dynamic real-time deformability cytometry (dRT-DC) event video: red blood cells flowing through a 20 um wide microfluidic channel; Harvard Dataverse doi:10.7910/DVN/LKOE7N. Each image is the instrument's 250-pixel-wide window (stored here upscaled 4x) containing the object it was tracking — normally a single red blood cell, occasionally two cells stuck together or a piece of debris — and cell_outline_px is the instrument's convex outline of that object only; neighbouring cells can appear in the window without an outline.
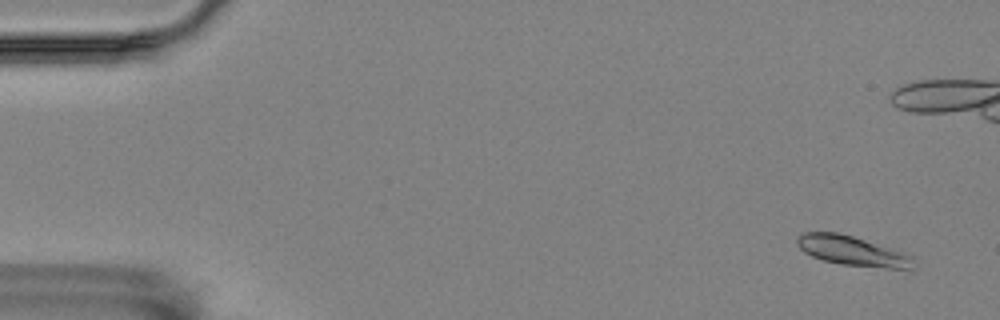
{"species": "Egyptian fruit bat (a non-hibernating species)", "species_latin": "Rousettus aegyptiacus", "temperature_condition": "room temperature", "stored_images_in_passage": 57, "camera_frame_rate_fps": 3000, "um_per_image_px": 0.085, "animal": {"sex": "female"}, "frame": {"image": 1, "passage_image": 3, "time_ms": 0.667, "image_size_px": [1000, 320], "cell_outline_px": [[912, 268], [884, 268], [840, 264], [824, 260], [812, 256], [804, 252], [800, 248], [796, 240], [796, 236], [800, 232], [840, 232], [904, 252], [912, 256]], "centroid_in_image_um": [72.39, 21.3], "position_along_channel_um": 12.6, "area_um2": 20.0}}
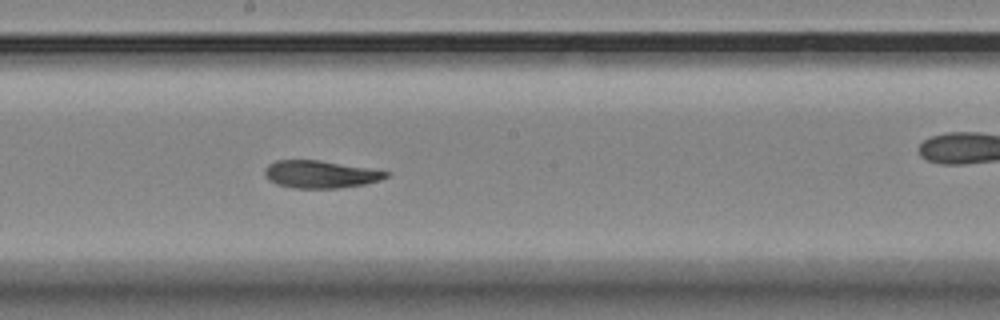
{"frame": {"image": 2, "passage_image": 30, "time_ms": 9.667, "image_size_px": [1000, 320], "cell_outline_px": [[388, 176], [380, 180], [364, 184], [340, 188], [292, 188], [276, 184], [268, 180], [264, 176], [264, 168], [268, 164], [276, 160], [320, 160], [388, 172]], "centroid_in_image_um": [27.14, 14.82], "position_along_channel_um": 221.1, "area_um2": 19.36}}
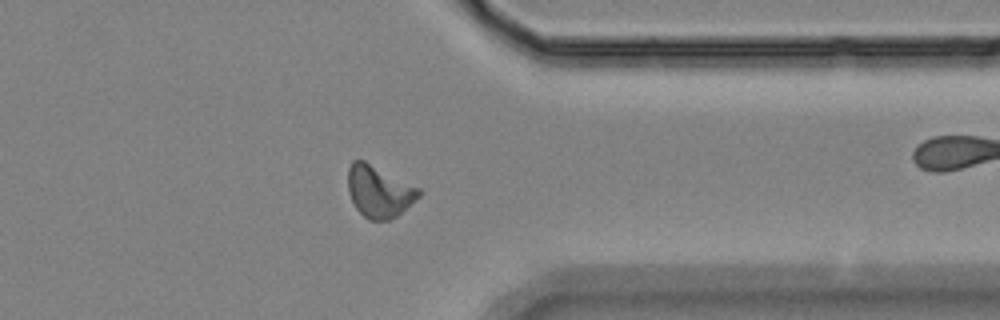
{"frame": {"image": 3, "passage_image": 44, "time_ms": 14.333, "image_size_px": [1000, 320], "cell_outline_px": [[420, 196], [396, 216], [388, 220], [368, 220], [356, 208], [348, 192], [348, 168], [352, 160], [364, 160], [420, 188]], "centroid_in_image_um": [32.2, 16.26], "position_along_channel_um": 379.2, "area_um2": 21.21}, "authors_computed_cell_mechanics": {"area_um2": 19.8832, "velocity_mm_per_s": 3.5097, "shape_relaxation_time_tau1_ms": 9.0409, "shape_relaxation_time_tau2_ms": 7.0518, "deformation_change_tau1": 0.2148, "deformation_change_tau2": 0.1299}}